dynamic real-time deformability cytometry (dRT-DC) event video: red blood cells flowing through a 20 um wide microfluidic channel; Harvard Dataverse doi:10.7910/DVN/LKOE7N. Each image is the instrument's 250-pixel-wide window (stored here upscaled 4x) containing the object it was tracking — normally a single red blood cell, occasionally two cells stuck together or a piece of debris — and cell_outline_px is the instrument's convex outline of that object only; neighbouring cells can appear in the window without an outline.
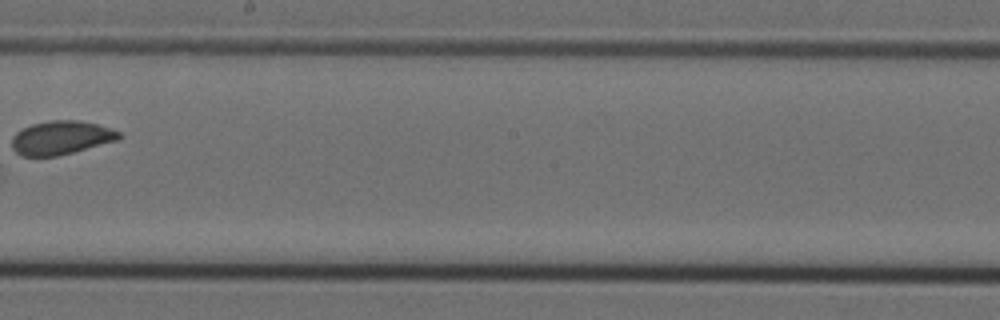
{"species": "Egyptian fruit bat (a non-hibernating species)", "species_latin": "Rousettus aegyptiacus", "temperature_condition": "cold", "stored_images_in_passage": 11, "camera_frame_rate_fps": 3000, "um_per_image_px": 0.085, "animal": {"sex": "female"}, "frame": {"image": 1, "passage_image": 11, "time_ms": 3.333, "image_size_px": [1000, 320], "cell_outline_px": [[120, 136], [116, 140], [72, 152], [56, 156], [20, 156], [12, 148], [12, 136], [16, 132], [32, 124], [52, 120], [80, 120], [96, 124], [120, 132]], "centroid_in_image_um": [5.13, 11.7], "position_along_channel_um": 243.1, "area_um2": 20.69}}